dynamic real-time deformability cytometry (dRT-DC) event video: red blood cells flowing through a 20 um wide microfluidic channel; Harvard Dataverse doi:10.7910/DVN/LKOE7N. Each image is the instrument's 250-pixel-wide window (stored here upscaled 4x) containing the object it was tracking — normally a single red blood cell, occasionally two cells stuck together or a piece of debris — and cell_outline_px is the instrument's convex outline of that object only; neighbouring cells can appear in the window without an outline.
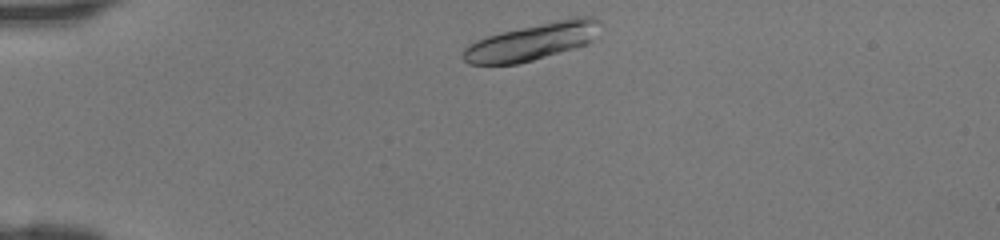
{"species": "human", "species_latin": "Homo sapiens", "temperature_condition": "room temperature", "stored_images_in_passage": 35, "camera_frame_rate_fps": 3000, "um_per_image_px": 0.085, "donor": {"sex": "female"}, "frame": {"image": 1, "passage_image": 1, "time_ms": 0.0, "image_size_px": [1000, 240], "cell_outline_px": [[600, 24], [592, 40], [588, 44], [532, 60], [516, 64], [468, 64], [460, 56], [464, 48], [468, 44], [476, 40], [500, 32], [556, 20], [576, 16], [592, 16], [600, 20]], "centroid_in_image_um": [45.21, 3.53], "position_along_channel_um": 39.8, "area_um2": 29.42}}
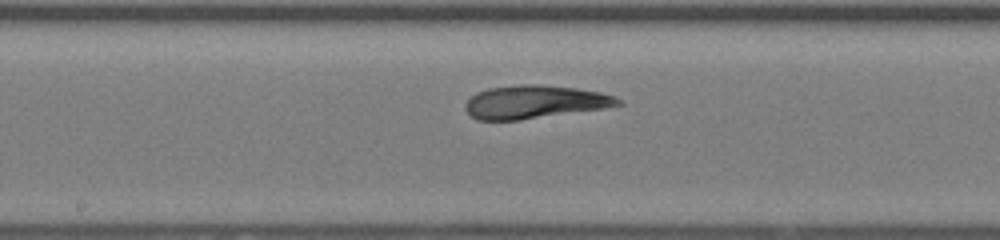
{"frame": {"image": 2, "passage_image": 15, "time_ms": 4.667, "image_size_px": [1000, 240], "cell_outline_px": [[624, 104], [604, 108], [520, 120], [476, 120], [464, 108], [464, 104], [476, 92], [488, 88], [520, 84], [540, 84], [576, 88], [600, 92], [616, 96]], "centroid_in_image_um": [45.44, 8.66], "position_along_channel_um": 202.8, "area_um2": 29.59}}
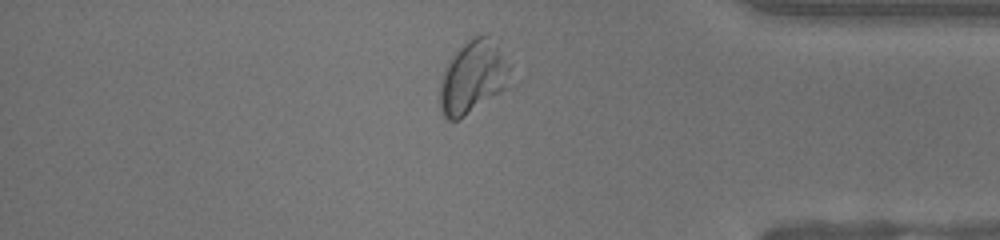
{"frame": {"image": 3, "passage_image": 29, "time_ms": 9.333, "image_size_px": [1000, 240], "cell_outline_px": [[512, 64], [504, 88], [500, 92], [464, 116], [456, 120], [448, 120], [440, 112], [440, 80], [448, 60], [468, 40], [476, 36], [488, 32], [500, 40]], "centroid_in_image_um": [40.25, 6.45], "position_along_channel_um": 395.0, "area_um2": 30.46}}